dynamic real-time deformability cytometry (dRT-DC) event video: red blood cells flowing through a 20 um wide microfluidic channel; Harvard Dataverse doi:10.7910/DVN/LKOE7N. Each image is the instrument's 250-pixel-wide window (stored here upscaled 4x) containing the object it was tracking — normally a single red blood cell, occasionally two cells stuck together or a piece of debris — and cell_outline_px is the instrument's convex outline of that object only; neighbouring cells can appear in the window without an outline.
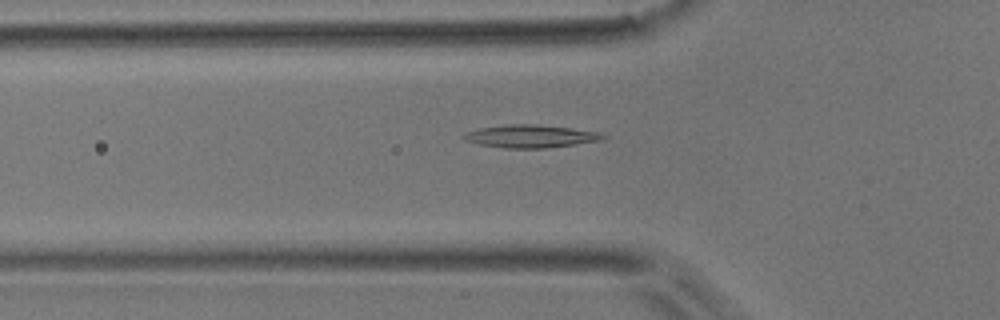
{"species": "common noctule bat (a hibernating species)", "species_latin": "Nyctalus noctula", "temperature_condition": "room temperature", "stored_images_in_passage": 43, "camera_frame_rate_fps": 3000, "um_per_image_px": 0.085, "animal": {"sex": "male", "body_mass_g": 17.9}, "frame": {"image": 1, "passage_image": 8, "time_ms": 2.333, "image_size_px": [1000, 320], "cell_outline_px": [[608, 136], [604, 140], [576, 144], [544, 148], [504, 148], [480, 144], [464, 140], [460, 136], [476, 128], [504, 124], [536, 124], [572, 128], [600, 132]], "centroid_in_image_um": [45.11, 11.57], "position_along_channel_um": 80.7, "area_um2": 18.73}}
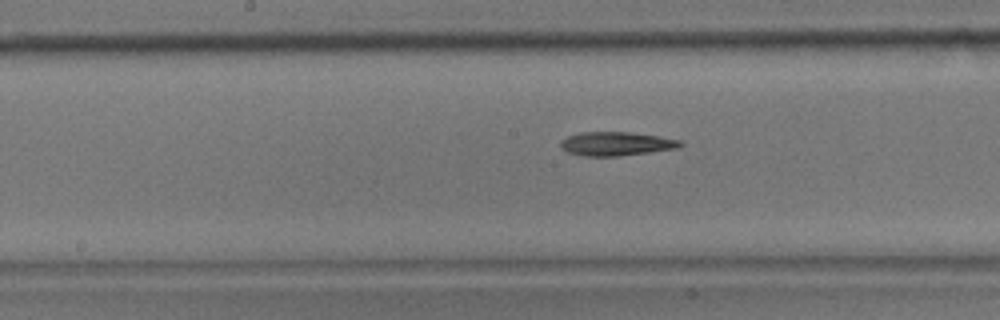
{"frame": {"image": 2, "passage_image": 17, "time_ms": 5.333, "image_size_px": [1000, 320], "cell_outline_px": [[684, 144], [676, 148], [620, 156], [584, 156], [568, 152], [560, 148], [560, 140], [568, 136], [580, 132], [628, 132], [684, 140]], "centroid_in_image_um": [52.35, 12.22], "position_along_channel_um": 195.8, "area_um2": 16.59}}
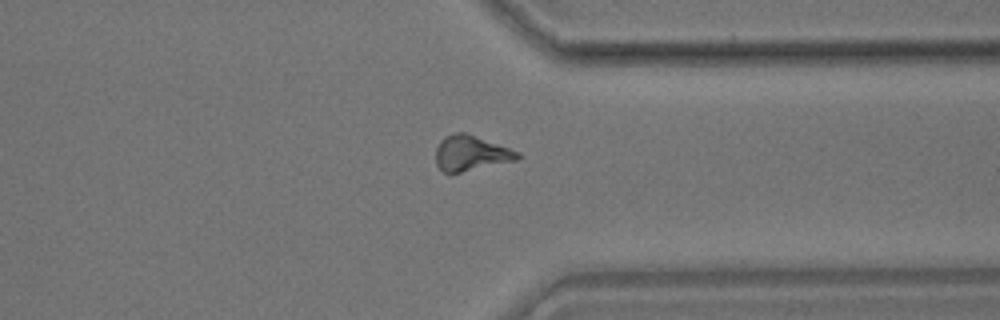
{"frame": {"image": 3, "passage_image": 31, "time_ms": 10.0, "image_size_px": [1000, 320], "cell_outline_px": [[520, 156], [516, 160], [460, 172], [444, 172], [436, 164], [436, 148], [440, 140], [444, 136], [456, 132], [464, 132], [520, 152]], "centroid_in_image_um": [40.0, 13.01], "position_along_channel_um": 371.4, "area_um2": 16.47}, "authors_computed_cell_mechanics": {"area_um2": 16.4152, "velocity_mm_per_s": 3.8089, "shape_relaxation_time_tau1_ms": 9.8246, "shape_relaxation_time_tau2_ms": null, "deformation_change_tau1": 0.2327, "deformation_change_tau2": null}}